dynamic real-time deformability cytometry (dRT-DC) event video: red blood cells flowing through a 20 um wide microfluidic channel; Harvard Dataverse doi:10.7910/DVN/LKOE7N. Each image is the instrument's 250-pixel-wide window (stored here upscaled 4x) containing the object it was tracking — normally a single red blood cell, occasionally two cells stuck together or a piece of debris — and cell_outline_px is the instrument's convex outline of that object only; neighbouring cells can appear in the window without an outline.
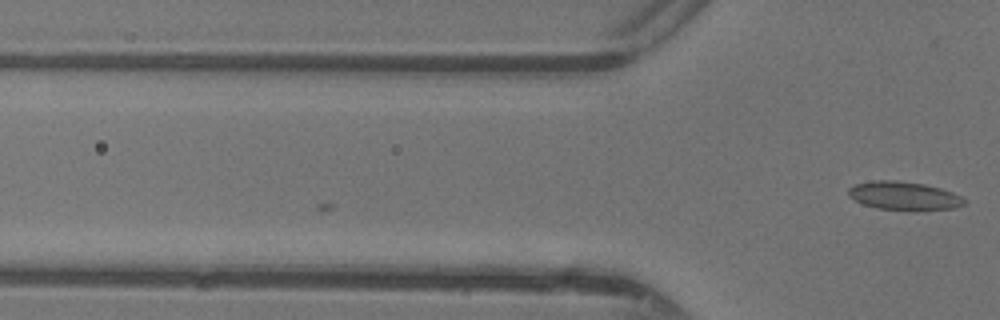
{"species": "common noctule bat (a hibernating species)", "species_latin": "Nyctalus noctula", "temperature_condition": "warm", "stored_images_in_passage": 3, "camera_frame_rate_fps": 3000, "um_per_image_px": 0.085, "animal": {"sex": "female"}, "frame": {"image": 1, "passage_image": 3, "time_ms": 0.667, "image_size_px": [1000, 320], "cell_outline_px": [[964, 204], [952, 208], [912, 212], [876, 208], [864, 204], [848, 196], [848, 188], [856, 184], [876, 180], [896, 180], [924, 184], [940, 188], [952, 192], [960, 196], [964, 200]], "centroid_in_image_um": [76.82, 16.66], "position_along_channel_um": 49.0, "area_um2": 19.36}}